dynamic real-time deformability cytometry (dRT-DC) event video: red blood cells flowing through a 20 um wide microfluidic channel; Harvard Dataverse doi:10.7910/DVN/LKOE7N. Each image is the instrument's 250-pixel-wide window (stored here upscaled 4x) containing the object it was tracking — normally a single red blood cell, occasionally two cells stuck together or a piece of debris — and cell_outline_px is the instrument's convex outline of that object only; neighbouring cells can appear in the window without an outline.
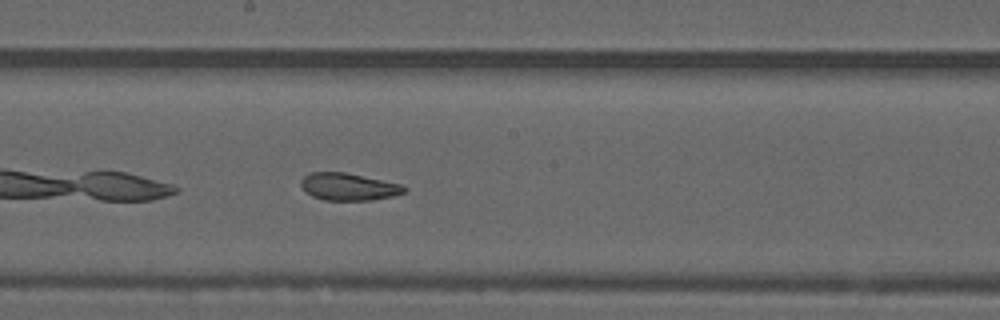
{"species": "common noctule bat (a hibernating species)", "species_latin": "Nyctalus noctula", "temperature_condition": "warm", "stored_images_in_passage": 29, "camera_frame_rate_fps": 3000, "um_per_image_px": 0.085, "animal": {"sex": "male", "forearm_length_mm": 52.5}, "frame": {"image": 1, "passage_image": 13, "time_ms": 4.0, "image_size_px": [1000, 320], "cell_outline_px": [[408, 188], [404, 192], [392, 196], [372, 200], [324, 200], [312, 196], [300, 184], [300, 180], [308, 172], [344, 172], [400, 184]], "centroid_in_image_um": [29.6, 15.87], "position_along_channel_um": 218.6, "area_um2": 16.24}}
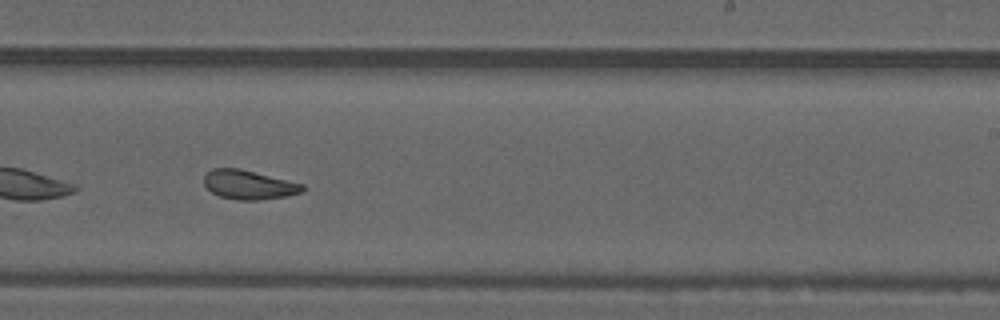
{"frame": {"image": 2, "passage_image": 17, "time_ms": 5.333, "image_size_px": [1000, 320], "cell_outline_px": [[304, 192], [284, 196], [256, 200], [236, 200], [220, 196], [212, 192], [204, 184], [204, 176], [212, 168], [240, 168], [304, 184]], "centroid_in_image_um": [21.15, 15.7], "position_along_channel_um": 267.9, "area_um2": 16.65}, "authors_computed_cell_mechanics": {"area_um2": 17.1088, "velocity_mm_per_s": 3.7263, "shape_relaxation_time_tau1_ms": null, "shape_relaxation_time_tau2_ms": 2.0587, "deformation_change_tau1": null, "deformation_change_tau2": 0.0801}}